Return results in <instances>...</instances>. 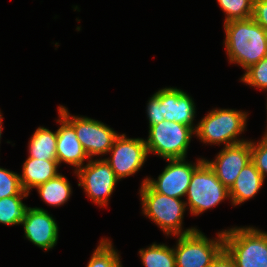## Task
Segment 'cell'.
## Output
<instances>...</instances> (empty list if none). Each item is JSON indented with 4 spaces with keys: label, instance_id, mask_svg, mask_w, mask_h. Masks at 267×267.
Returning a JSON list of instances; mask_svg holds the SVG:
<instances>
[{
    "label": "cell",
    "instance_id": "1",
    "mask_svg": "<svg viewBox=\"0 0 267 267\" xmlns=\"http://www.w3.org/2000/svg\"><path fill=\"white\" fill-rule=\"evenodd\" d=\"M224 29L230 63L247 70L267 56V31L253 18L226 22Z\"/></svg>",
    "mask_w": 267,
    "mask_h": 267
},
{
    "label": "cell",
    "instance_id": "2",
    "mask_svg": "<svg viewBox=\"0 0 267 267\" xmlns=\"http://www.w3.org/2000/svg\"><path fill=\"white\" fill-rule=\"evenodd\" d=\"M142 213L153 220L168 236H180L191 233L197 228L182 230V219L186 209V202L153 191L146 183L140 189Z\"/></svg>",
    "mask_w": 267,
    "mask_h": 267
},
{
    "label": "cell",
    "instance_id": "3",
    "mask_svg": "<svg viewBox=\"0 0 267 267\" xmlns=\"http://www.w3.org/2000/svg\"><path fill=\"white\" fill-rule=\"evenodd\" d=\"M224 249L236 267H267V232L254 227L223 231Z\"/></svg>",
    "mask_w": 267,
    "mask_h": 267
},
{
    "label": "cell",
    "instance_id": "4",
    "mask_svg": "<svg viewBox=\"0 0 267 267\" xmlns=\"http://www.w3.org/2000/svg\"><path fill=\"white\" fill-rule=\"evenodd\" d=\"M247 113L234 109H213L196 126L195 134L203 143H224V147L246 140L237 139L246 127Z\"/></svg>",
    "mask_w": 267,
    "mask_h": 267
},
{
    "label": "cell",
    "instance_id": "5",
    "mask_svg": "<svg viewBox=\"0 0 267 267\" xmlns=\"http://www.w3.org/2000/svg\"><path fill=\"white\" fill-rule=\"evenodd\" d=\"M145 140L148 153L158 154L165 160L185 159L195 130L187 125L163 120L149 127Z\"/></svg>",
    "mask_w": 267,
    "mask_h": 267
},
{
    "label": "cell",
    "instance_id": "6",
    "mask_svg": "<svg viewBox=\"0 0 267 267\" xmlns=\"http://www.w3.org/2000/svg\"><path fill=\"white\" fill-rule=\"evenodd\" d=\"M217 239H208L200 230L180 235L175 248L176 267H210L224 249L223 231Z\"/></svg>",
    "mask_w": 267,
    "mask_h": 267
},
{
    "label": "cell",
    "instance_id": "7",
    "mask_svg": "<svg viewBox=\"0 0 267 267\" xmlns=\"http://www.w3.org/2000/svg\"><path fill=\"white\" fill-rule=\"evenodd\" d=\"M186 195V206L188 204L193 215L201 214L230 198L229 190L205 161L193 172Z\"/></svg>",
    "mask_w": 267,
    "mask_h": 267
},
{
    "label": "cell",
    "instance_id": "8",
    "mask_svg": "<svg viewBox=\"0 0 267 267\" xmlns=\"http://www.w3.org/2000/svg\"><path fill=\"white\" fill-rule=\"evenodd\" d=\"M58 112L74 127L77 138L90 159L92 156L109 153L119 135L104 123L88 117L71 116L64 106Z\"/></svg>",
    "mask_w": 267,
    "mask_h": 267
},
{
    "label": "cell",
    "instance_id": "9",
    "mask_svg": "<svg viewBox=\"0 0 267 267\" xmlns=\"http://www.w3.org/2000/svg\"><path fill=\"white\" fill-rule=\"evenodd\" d=\"M75 173L80 181L78 186L83 187L87 196L101 207L106 206L119 181L106 160H90Z\"/></svg>",
    "mask_w": 267,
    "mask_h": 267
},
{
    "label": "cell",
    "instance_id": "10",
    "mask_svg": "<svg viewBox=\"0 0 267 267\" xmlns=\"http://www.w3.org/2000/svg\"><path fill=\"white\" fill-rule=\"evenodd\" d=\"M109 152L111 158L105 160L119 180L135 174L149 154L144 139L127 138L125 134H119L115 138Z\"/></svg>",
    "mask_w": 267,
    "mask_h": 267
},
{
    "label": "cell",
    "instance_id": "11",
    "mask_svg": "<svg viewBox=\"0 0 267 267\" xmlns=\"http://www.w3.org/2000/svg\"><path fill=\"white\" fill-rule=\"evenodd\" d=\"M166 161L169 163L157 180L145 178L142 184L146 183L153 191L160 194L181 199L186 196L193 172L204 162V159H198L196 164L188 163L185 159Z\"/></svg>",
    "mask_w": 267,
    "mask_h": 267
},
{
    "label": "cell",
    "instance_id": "12",
    "mask_svg": "<svg viewBox=\"0 0 267 267\" xmlns=\"http://www.w3.org/2000/svg\"><path fill=\"white\" fill-rule=\"evenodd\" d=\"M204 161L229 190L240 171L251 161V141L225 146L214 161Z\"/></svg>",
    "mask_w": 267,
    "mask_h": 267
},
{
    "label": "cell",
    "instance_id": "13",
    "mask_svg": "<svg viewBox=\"0 0 267 267\" xmlns=\"http://www.w3.org/2000/svg\"><path fill=\"white\" fill-rule=\"evenodd\" d=\"M154 95L160 100L161 122L167 120L192 127L195 118V103L186 92L174 87L163 88Z\"/></svg>",
    "mask_w": 267,
    "mask_h": 267
},
{
    "label": "cell",
    "instance_id": "14",
    "mask_svg": "<svg viewBox=\"0 0 267 267\" xmlns=\"http://www.w3.org/2000/svg\"><path fill=\"white\" fill-rule=\"evenodd\" d=\"M25 237L35 246L47 251L57 244L58 226L54 218L43 208H29L21 222Z\"/></svg>",
    "mask_w": 267,
    "mask_h": 267
},
{
    "label": "cell",
    "instance_id": "15",
    "mask_svg": "<svg viewBox=\"0 0 267 267\" xmlns=\"http://www.w3.org/2000/svg\"><path fill=\"white\" fill-rule=\"evenodd\" d=\"M57 122L61 125L57 129L56 155L58 165L65 162L74 168L76 167L75 171H77L83 166L84 160L89 159V157L79 142L74 127L60 113Z\"/></svg>",
    "mask_w": 267,
    "mask_h": 267
},
{
    "label": "cell",
    "instance_id": "16",
    "mask_svg": "<svg viewBox=\"0 0 267 267\" xmlns=\"http://www.w3.org/2000/svg\"><path fill=\"white\" fill-rule=\"evenodd\" d=\"M57 160H42L28 157L23 163L22 175H19L23 190L30 193L32 188L44 184L58 174Z\"/></svg>",
    "mask_w": 267,
    "mask_h": 267
},
{
    "label": "cell",
    "instance_id": "17",
    "mask_svg": "<svg viewBox=\"0 0 267 267\" xmlns=\"http://www.w3.org/2000/svg\"><path fill=\"white\" fill-rule=\"evenodd\" d=\"M264 180L254 163H247L229 189L232 204L236 206L253 198L263 186Z\"/></svg>",
    "mask_w": 267,
    "mask_h": 267
},
{
    "label": "cell",
    "instance_id": "18",
    "mask_svg": "<svg viewBox=\"0 0 267 267\" xmlns=\"http://www.w3.org/2000/svg\"><path fill=\"white\" fill-rule=\"evenodd\" d=\"M57 131L38 127L29 141V156L42 160H57Z\"/></svg>",
    "mask_w": 267,
    "mask_h": 267
},
{
    "label": "cell",
    "instance_id": "19",
    "mask_svg": "<svg viewBox=\"0 0 267 267\" xmlns=\"http://www.w3.org/2000/svg\"><path fill=\"white\" fill-rule=\"evenodd\" d=\"M36 189L42 200L51 206L63 205L72 193L69 181L61 174L39 185Z\"/></svg>",
    "mask_w": 267,
    "mask_h": 267
},
{
    "label": "cell",
    "instance_id": "20",
    "mask_svg": "<svg viewBox=\"0 0 267 267\" xmlns=\"http://www.w3.org/2000/svg\"><path fill=\"white\" fill-rule=\"evenodd\" d=\"M139 254L145 267H176L174 250L165 244L153 243L146 249H140Z\"/></svg>",
    "mask_w": 267,
    "mask_h": 267
},
{
    "label": "cell",
    "instance_id": "21",
    "mask_svg": "<svg viewBox=\"0 0 267 267\" xmlns=\"http://www.w3.org/2000/svg\"><path fill=\"white\" fill-rule=\"evenodd\" d=\"M28 195H14L0 199V223L18 225L25 219L27 207L22 199Z\"/></svg>",
    "mask_w": 267,
    "mask_h": 267
},
{
    "label": "cell",
    "instance_id": "22",
    "mask_svg": "<svg viewBox=\"0 0 267 267\" xmlns=\"http://www.w3.org/2000/svg\"><path fill=\"white\" fill-rule=\"evenodd\" d=\"M87 267H122L118 252L108 239H102L93 252Z\"/></svg>",
    "mask_w": 267,
    "mask_h": 267
},
{
    "label": "cell",
    "instance_id": "23",
    "mask_svg": "<svg viewBox=\"0 0 267 267\" xmlns=\"http://www.w3.org/2000/svg\"><path fill=\"white\" fill-rule=\"evenodd\" d=\"M225 12V22L252 18L253 0H217Z\"/></svg>",
    "mask_w": 267,
    "mask_h": 267
},
{
    "label": "cell",
    "instance_id": "24",
    "mask_svg": "<svg viewBox=\"0 0 267 267\" xmlns=\"http://www.w3.org/2000/svg\"><path fill=\"white\" fill-rule=\"evenodd\" d=\"M19 175L0 167V199L14 195H29L23 190Z\"/></svg>",
    "mask_w": 267,
    "mask_h": 267
},
{
    "label": "cell",
    "instance_id": "25",
    "mask_svg": "<svg viewBox=\"0 0 267 267\" xmlns=\"http://www.w3.org/2000/svg\"><path fill=\"white\" fill-rule=\"evenodd\" d=\"M240 79L249 86L267 90V56L248 68Z\"/></svg>",
    "mask_w": 267,
    "mask_h": 267
},
{
    "label": "cell",
    "instance_id": "26",
    "mask_svg": "<svg viewBox=\"0 0 267 267\" xmlns=\"http://www.w3.org/2000/svg\"><path fill=\"white\" fill-rule=\"evenodd\" d=\"M251 161L265 179L267 175V139L262 138L255 144L251 141Z\"/></svg>",
    "mask_w": 267,
    "mask_h": 267
},
{
    "label": "cell",
    "instance_id": "27",
    "mask_svg": "<svg viewBox=\"0 0 267 267\" xmlns=\"http://www.w3.org/2000/svg\"><path fill=\"white\" fill-rule=\"evenodd\" d=\"M252 18L267 31V0H253Z\"/></svg>",
    "mask_w": 267,
    "mask_h": 267
},
{
    "label": "cell",
    "instance_id": "28",
    "mask_svg": "<svg viewBox=\"0 0 267 267\" xmlns=\"http://www.w3.org/2000/svg\"><path fill=\"white\" fill-rule=\"evenodd\" d=\"M147 118L149 127L161 122V107L160 100L153 94L147 103Z\"/></svg>",
    "mask_w": 267,
    "mask_h": 267
},
{
    "label": "cell",
    "instance_id": "29",
    "mask_svg": "<svg viewBox=\"0 0 267 267\" xmlns=\"http://www.w3.org/2000/svg\"><path fill=\"white\" fill-rule=\"evenodd\" d=\"M210 267H236L234 259L223 249L213 260Z\"/></svg>",
    "mask_w": 267,
    "mask_h": 267
},
{
    "label": "cell",
    "instance_id": "30",
    "mask_svg": "<svg viewBox=\"0 0 267 267\" xmlns=\"http://www.w3.org/2000/svg\"><path fill=\"white\" fill-rule=\"evenodd\" d=\"M1 124H2V115H1V112H0V139H1V134H2L1 132H2V129H3Z\"/></svg>",
    "mask_w": 267,
    "mask_h": 267
},
{
    "label": "cell",
    "instance_id": "31",
    "mask_svg": "<svg viewBox=\"0 0 267 267\" xmlns=\"http://www.w3.org/2000/svg\"><path fill=\"white\" fill-rule=\"evenodd\" d=\"M267 105V104H266ZM266 109H267V106H266ZM263 138H266L267 139V130H266V133L265 135L263 136Z\"/></svg>",
    "mask_w": 267,
    "mask_h": 267
}]
</instances>
